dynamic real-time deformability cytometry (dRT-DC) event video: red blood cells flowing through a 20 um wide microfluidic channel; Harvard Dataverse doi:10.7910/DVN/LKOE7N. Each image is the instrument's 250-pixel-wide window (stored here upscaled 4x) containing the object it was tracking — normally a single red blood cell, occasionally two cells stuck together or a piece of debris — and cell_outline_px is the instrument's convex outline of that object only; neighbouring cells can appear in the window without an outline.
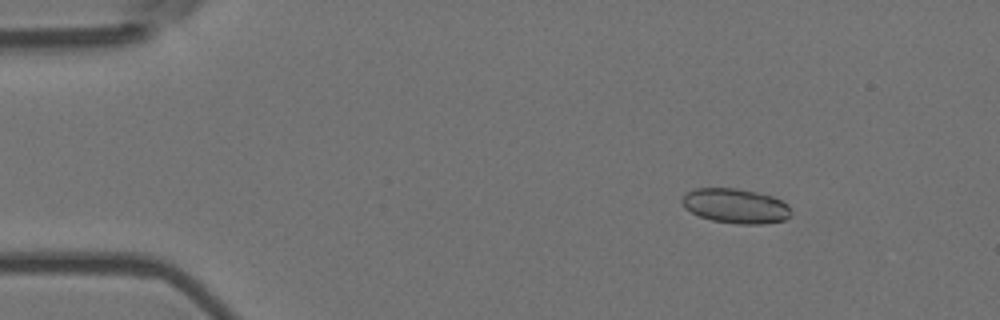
{"species": "Egyptian fruit bat (a non-hibernating species)", "species_latin": "Rousettus aegyptiacus", "temperature_condition": "room temperature", "stored_images_in_passage": 55, "camera_frame_rate_fps": 3000, "um_per_image_px": 0.085, "animal": {"sex": "female"}, "frame": {"image": 1, "passage_image": 7, "time_ms": 2.0, "image_size_px": [1000, 320], "cell_outline_px": [[792, 216], [784, 220], [764, 224], [736, 224], [712, 220], [700, 216], [684, 208], [680, 200], [688, 192], [696, 188], [736, 188], [756, 192], [772, 196], [788, 204], [792, 212]], "centroid_in_image_um": [62.55, 17.51], "position_along_channel_um": 22.5, "area_um2": 22.14}}
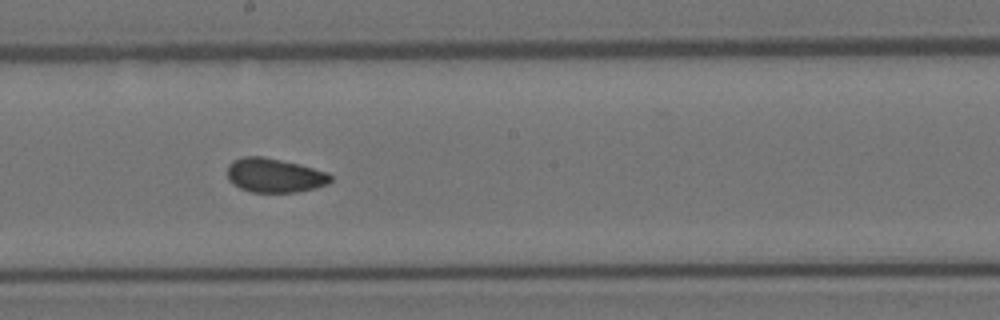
{"frame": {"image": 2, "passage_image": 30, "time_ms": 9.667, "image_size_px": [1000, 320], "cell_outline_px": [[332, 180], [328, 184], [316, 188], [296, 192], [252, 192], [240, 188], [232, 184], [228, 180], [228, 164], [232, 160], [244, 156], [264, 156], [300, 164], [328, 172], [332, 176]], "centroid_in_image_um": [23.34, 14.9], "position_along_channel_um": 224.9, "area_um2": 20.81}}
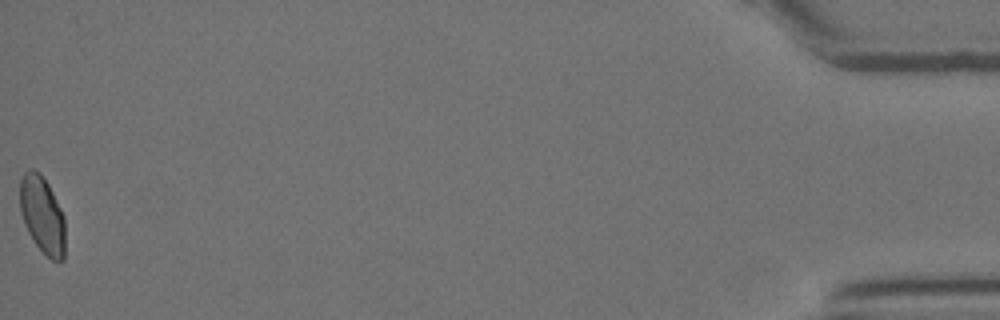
{"frame": {"image": 3, "passage_image": 55, "time_ms": 18.0, "image_size_px": [1000, 320], "cell_outline_px": [[64, 260], [52, 260], [36, 244], [28, 232], [24, 224], [20, 212], [20, 180], [24, 172], [28, 168], [32, 168], [40, 172], [48, 184], [64, 216]], "centroid_in_image_um": [3.57, 18.22], "position_along_channel_um": 431.6, "area_um2": 20.23}, "authors_computed_cell_mechanics": {"area_um2": 20.9814, "velocity_mm_per_s": 3.6655, "shape_relaxation_time_tau1_ms": null, "shape_relaxation_time_tau2_ms": 1.8757, "deformation_change_tau1": null, "deformation_change_tau2": 0.053}}